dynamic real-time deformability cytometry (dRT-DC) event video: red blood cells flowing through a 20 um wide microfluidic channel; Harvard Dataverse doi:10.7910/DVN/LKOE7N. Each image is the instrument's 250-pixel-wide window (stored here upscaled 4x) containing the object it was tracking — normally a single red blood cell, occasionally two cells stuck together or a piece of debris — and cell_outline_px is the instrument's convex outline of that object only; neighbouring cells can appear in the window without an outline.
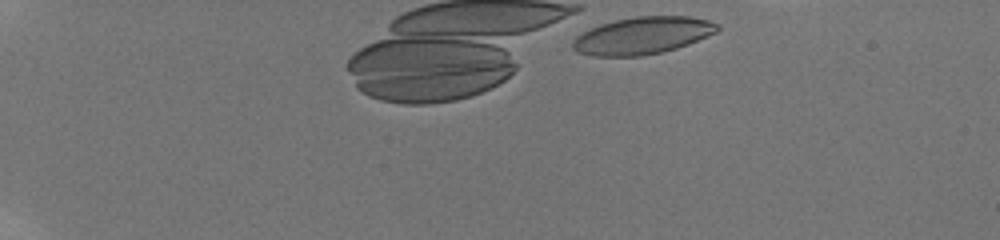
{"species": "human", "species_latin": "Homo sapiens", "temperature_condition": "room temperature", "stored_images_in_passage": 47, "camera_frame_rate_fps": 3000, "um_per_image_px": 0.085, "donor": {"sex": "male"}, "frame": {"image": 1, "passage_image": 3, "time_ms": 0.667, "image_size_px": [1000, 240], "cell_outline_px": [[720, 28], [716, 32], [708, 36], [688, 44], [676, 48], [660, 52], [640, 56], [592, 56], [576, 52], [572, 48], [572, 40], [576, 36], [600, 24], [616, 20], [636, 16], [688, 16], [708, 20], [720, 24]], "centroid_in_image_um": [54.61, 3.02], "position_along_channel_um": 30.4, "area_um2": 31.33}}
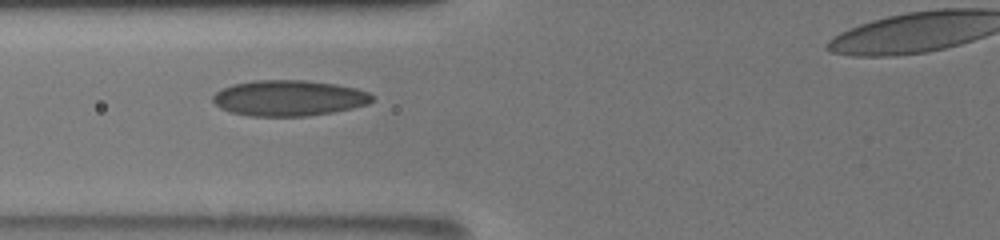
{"frame": {"image": 2, "passage_image": 18, "time_ms": 5.667, "image_size_px": [1000, 240], "cell_outline_px": [[372, 100], [368, 104], [352, 108], [332, 112], [308, 116], [252, 116], [232, 112], [220, 108], [212, 100], [212, 96], [216, 92], [232, 84], [252, 80], [304, 80], [336, 84], [356, 88], [368, 92], [372, 96]], "centroid_in_image_um": [24.54, 8.33], "position_along_channel_um": 101.3, "area_um2": 33.12}}
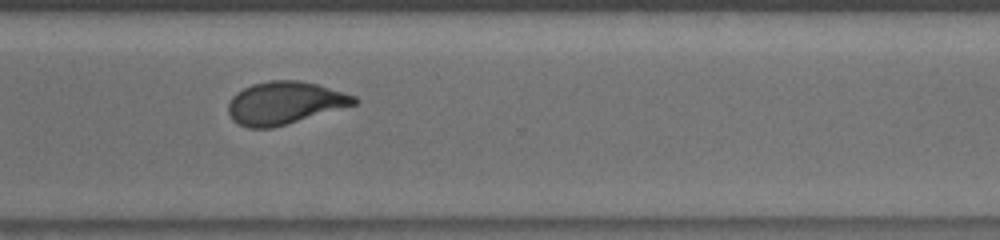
{"frame": {"image": 3, "passage_image": 37, "time_ms": 12.0, "image_size_px": [1000, 240], "cell_outline_px": [[360, 100], [356, 104], [272, 128], [248, 128], [232, 120], [228, 112], [228, 104], [232, 96], [236, 92], [252, 84], [268, 80], [300, 80], [316, 84], [356, 96]], "centroid_in_image_um": [24.17, 8.74], "position_along_channel_um": 346.4, "area_um2": 31.15}}